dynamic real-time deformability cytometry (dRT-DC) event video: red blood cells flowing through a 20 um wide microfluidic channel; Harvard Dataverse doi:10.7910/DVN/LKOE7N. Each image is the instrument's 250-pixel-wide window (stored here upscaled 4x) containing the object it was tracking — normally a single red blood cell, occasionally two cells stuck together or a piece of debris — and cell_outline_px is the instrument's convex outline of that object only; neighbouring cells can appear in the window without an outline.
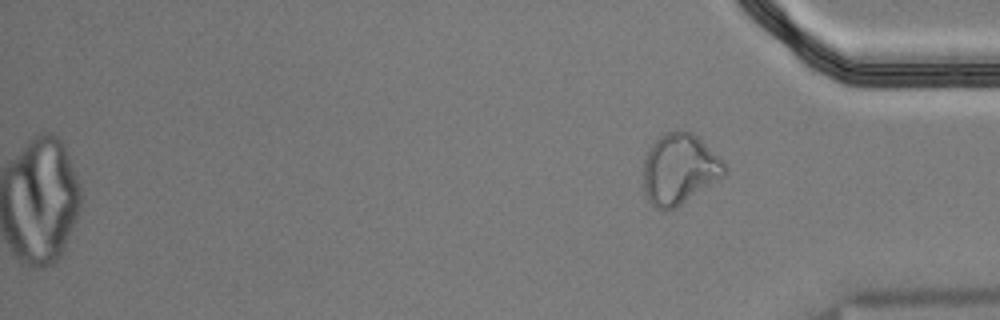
{"species": "Egyptian fruit bat (a non-hibernating species)", "species_latin": "Rousettus aegyptiacus", "temperature_condition": "cold", "stored_images_in_passage": 14, "camera_frame_rate_fps": 3000, "um_per_image_px": 0.085, "animal": {"sex": "male"}, "frame": {"image": 1, "passage_image": 14, "time_ms": 4.333, "image_size_px": [1000, 320], "cell_outline_px": [[728, 168], [724, 176], [676, 208], [656, 208], [648, 200], [644, 192], [644, 160], [652, 144], [664, 132], [680, 128], [692, 132], [724, 160]], "centroid_in_image_um": [57.78, 14.34], "position_along_channel_um": 377.4, "area_um2": 33.52}}